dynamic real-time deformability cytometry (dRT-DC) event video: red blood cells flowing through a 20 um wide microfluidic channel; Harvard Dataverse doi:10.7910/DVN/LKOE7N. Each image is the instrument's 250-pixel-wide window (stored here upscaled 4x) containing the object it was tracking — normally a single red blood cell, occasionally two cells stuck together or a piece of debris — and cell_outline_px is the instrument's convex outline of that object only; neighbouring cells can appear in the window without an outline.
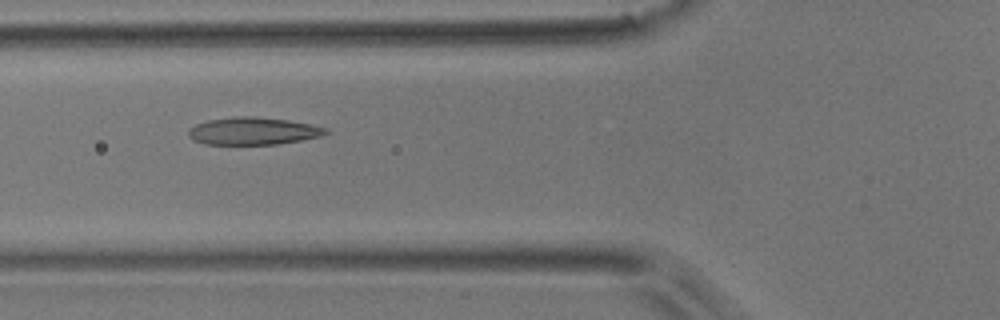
{"species": "common noctule bat (a hibernating species)", "species_latin": "Nyctalus noctula", "temperature_condition": "room temperature", "stored_images_in_passage": 2, "camera_frame_rate_fps": 3000, "um_per_image_px": 0.085, "animal": {"sex": "male", "body_mass_g": 17.9}, "frame": {"image": 1, "passage_image": 2, "time_ms": 1.0, "image_size_px": [1000, 320], "cell_outline_px": [[328, 132], [320, 136], [300, 140], [276, 144], [204, 144], [192, 140], [188, 136], [188, 128], [196, 124], [208, 120], [236, 116], [252, 116], [288, 120], [312, 124], [328, 128]], "centroid_in_image_um": [21.48, 11.13], "position_along_channel_um": 104.3, "area_um2": 21.96}}